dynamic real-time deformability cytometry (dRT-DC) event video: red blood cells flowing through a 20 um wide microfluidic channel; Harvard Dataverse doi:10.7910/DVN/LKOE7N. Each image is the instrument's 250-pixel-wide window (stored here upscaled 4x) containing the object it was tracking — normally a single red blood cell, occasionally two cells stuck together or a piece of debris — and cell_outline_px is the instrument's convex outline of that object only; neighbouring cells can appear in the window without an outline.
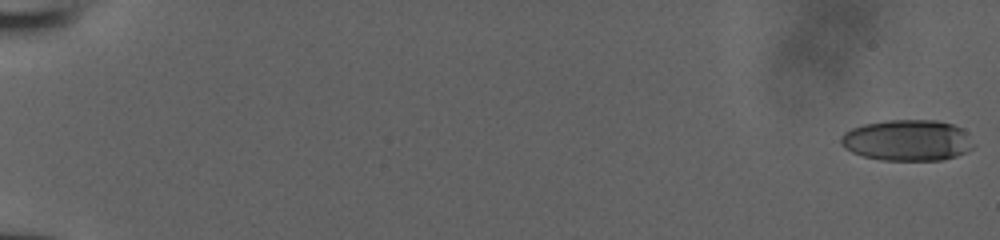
{"species": "human", "species_latin": "Homo sapiens", "temperature_condition": "room temperature", "stored_images_in_passage": 7, "camera_frame_rate_fps": 3000, "um_per_image_px": 0.085, "donor": {"sex": "male"}, "frame": {"image": 1, "passage_image": 1, "time_ms": 0.0, "image_size_px": [1000, 240], "cell_outline_px": [[972, 148], [956, 156], [940, 160], [880, 160], [864, 156], [852, 152], [844, 148], [840, 144], [840, 136], [844, 132], [852, 128], [864, 124], [884, 120], [936, 120], [952, 124], [960, 128], [972, 144]], "centroid_in_image_um": [77.04, 11.92], "position_along_channel_um": 8.0, "area_um2": 31.5}}